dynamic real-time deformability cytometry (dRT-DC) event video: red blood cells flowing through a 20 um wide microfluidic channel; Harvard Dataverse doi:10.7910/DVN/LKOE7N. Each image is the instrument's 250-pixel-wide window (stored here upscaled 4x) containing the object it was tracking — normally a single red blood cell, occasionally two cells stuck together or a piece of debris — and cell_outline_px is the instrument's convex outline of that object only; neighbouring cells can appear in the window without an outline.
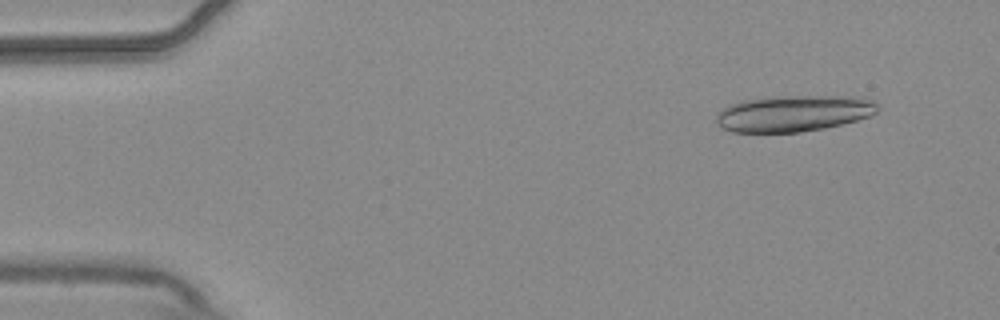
{"species": "common noctule bat (a hibernating species)", "species_latin": "Nyctalus noctula", "temperature_condition": "warm", "stored_images_in_passage": 7, "segment_of_instrument_passage": [1, 2], "camera_frame_rate_fps": 3000, "um_per_image_px": 0.085, "animal": {"sex": "male", "body_mass_g": 20.4}, "frame": {"image": 1, "passage_image": 2, "time_ms": 0.333, "image_size_px": [1000, 320], "cell_outline_px": [[880, 108], [872, 116], [824, 128], [800, 132], [732, 132], [724, 128], [716, 120], [716, 116], [728, 104], [740, 100], [800, 96], [860, 96], [872, 100], [880, 104]], "centroid_in_image_um": [67.53, 9.63], "position_along_channel_um": 17.5, "area_um2": 33.99}}